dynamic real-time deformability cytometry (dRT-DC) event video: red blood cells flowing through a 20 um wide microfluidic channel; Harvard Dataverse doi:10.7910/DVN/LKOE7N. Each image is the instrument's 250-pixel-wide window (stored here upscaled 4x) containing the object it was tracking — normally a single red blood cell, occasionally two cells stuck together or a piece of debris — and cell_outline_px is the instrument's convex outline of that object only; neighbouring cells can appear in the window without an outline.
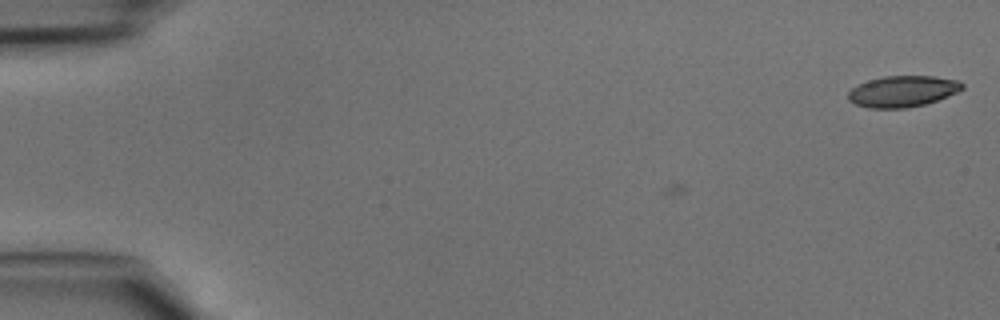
{"species": "common noctule bat (a hibernating species)", "species_latin": "Nyctalus noctula", "temperature_condition": "cold", "stored_images_in_passage": 5, "camera_frame_rate_fps": 3000, "um_per_image_px": 0.085, "animal": {"sex": "male", "body_mass_g": 15.6}, "frame": {"image": 1, "passage_image": 5, "time_ms": 1.333, "image_size_px": [1000, 320], "cell_outline_px": [[964, 88], [956, 92], [936, 100], [924, 104], [904, 108], [868, 108], [856, 104], [848, 100], [848, 92], [856, 84], [868, 80], [884, 76], [932, 76], [960, 80], [964, 84]], "centroid_in_image_um": [76.7, 7.75], "position_along_channel_um": 8.3, "area_um2": 20.69}}